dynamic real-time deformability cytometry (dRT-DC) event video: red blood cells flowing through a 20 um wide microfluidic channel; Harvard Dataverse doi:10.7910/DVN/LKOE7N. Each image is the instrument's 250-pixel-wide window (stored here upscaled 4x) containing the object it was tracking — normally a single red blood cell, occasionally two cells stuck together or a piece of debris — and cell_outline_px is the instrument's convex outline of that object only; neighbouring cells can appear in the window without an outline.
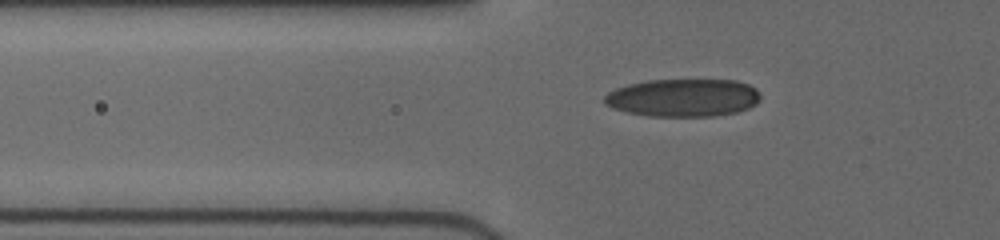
{"species": "human", "species_latin": "Homo sapiens", "temperature_condition": "cold", "stored_images_in_passage": 24, "camera_frame_rate_fps": 3000, "um_per_image_px": 0.085, "donor": {"sex": "female"}, "frame": {"image": 1, "passage_image": 10, "time_ms": 3.333, "image_size_px": [1000, 240], "cell_outline_px": [[760, 100], [756, 104], [748, 108], [736, 112], [712, 116], [648, 116], [628, 112], [612, 108], [604, 104], [604, 96], [608, 92], [616, 88], [628, 84], [648, 80], [736, 80], [748, 84], [756, 88], [760, 96]], "centroid_in_image_um": [58.06, 8.3], "position_along_channel_um": 67.7, "area_um2": 34.51}}
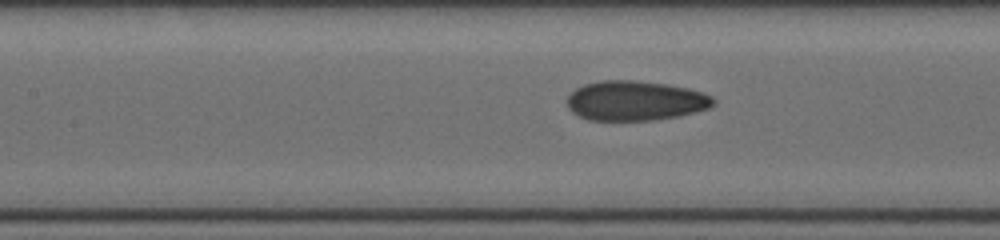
{"frame": {"image": 2, "passage_image": 18, "time_ms": 5.667, "image_size_px": [1000, 240], "cell_outline_px": [[716, 104], [708, 108], [696, 112], [680, 116], [652, 120], [588, 120], [572, 112], [568, 108], [568, 96], [576, 88], [584, 84], [600, 80], [632, 80], [664, 84], [688, 88], [712, 96], [716, 100]], "centroid_in_image_um": [54.01, 8.56], "position_along_channel_um": 153.4, "area_um2": 33.87}}
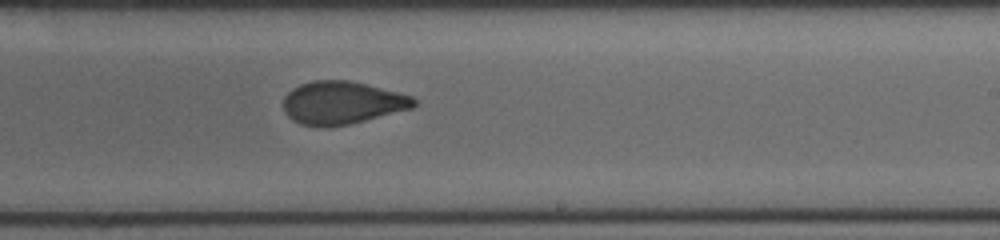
{"frame": {"image": 3, "passage_image": 24, "time_ms": 8.333, "image_size_px": [1000, 240], "cell_outline_px": [[416, 104], [412, 108], [348, 124], [328, 128], [324, 128], [300, 124], [292, 120], [284, 112], [284, 96], [292, 88], [300, 84], [312, 80], [348, 80], [412, 96], [416, 100]], "centroid_in_image_um": [29.01, 8.74], "position_along_channel_um": 260.0, "area_um2": 32.48}}